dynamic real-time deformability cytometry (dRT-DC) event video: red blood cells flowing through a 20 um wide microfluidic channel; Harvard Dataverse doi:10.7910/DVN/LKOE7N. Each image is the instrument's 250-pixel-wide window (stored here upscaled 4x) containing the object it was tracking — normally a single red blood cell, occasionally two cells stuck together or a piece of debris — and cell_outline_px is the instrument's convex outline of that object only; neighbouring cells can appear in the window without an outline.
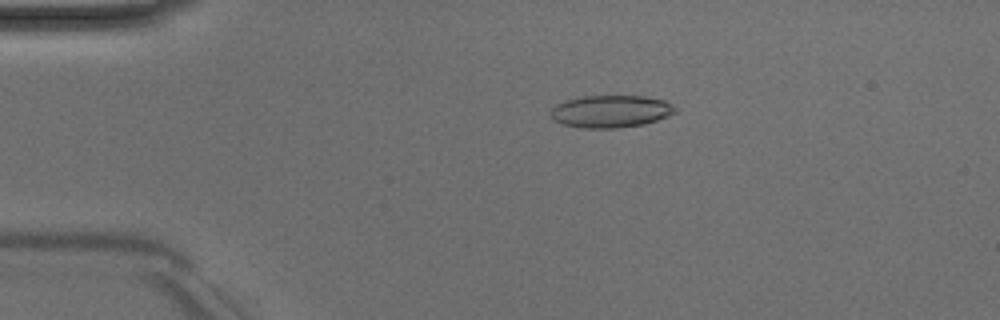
{"species": "Egyptian fruit bat (a non-hibernating species)", "species_latin": "Rousettus aegyptiacus", "temperature_condition": "room temperature", "stored_images_in_passage": 49, "camera_frame_rate_fps": 3000, "um_per_image_px": 0.085, "animal": {"sex": "male"}, "frame": {"image": 1, "passage_image": 9, "time_ms": 2.667, "image_size_px": [1000, 320], "cell_outline_px": [[676, 112], [668, 116], [644, 124], [616, 128], [584, 128], [564, 124], [552, 120], [552, 108], [556, 104], [564, 100], [584, 96], [644, 96], [664, 100], [672, 104], [676, 108]], "centroid_in_image_um": [51.92, 9.46], "position_along_channel_um": 33.1, "area_um2": 23.41}}
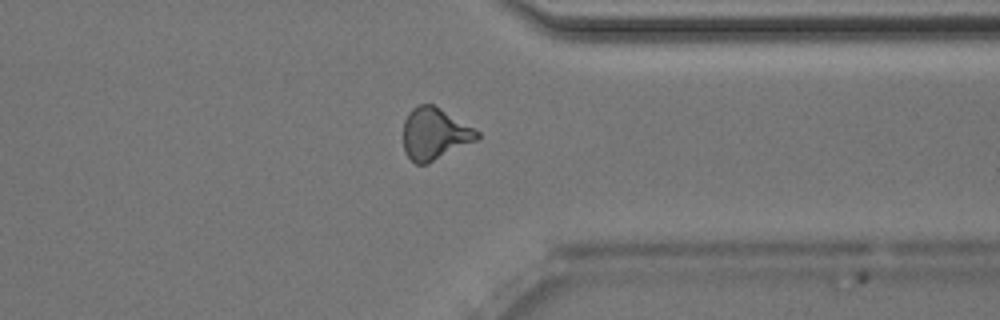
{"frame": {"image": 2, "passage_image": 38, "time_ms": 12.333, "image_size_px": [1000, 320], "cell_outline_px": [[480, 136], [476, 140], [428, 164], [416, 164], [404, 152], [404, 120], [408, 112], [412, 108], [420, 104], [432, 104], [440, 108], [480, 132]], "centroid_in_image_um": [36.92, 11.38], "position_along_channel_um": 374.5, "area_um2": 22.14}, "authors_computed_cell_mechanics": {"area_um2": 22.253, "velocity_mm_per_s": 4.0365, "shape_relaxation_time_tau1_ms": 5.6622, "shape_relaxation_time_tau2_ms": 2.1168, "deformation_change_tau1": 0.1653, "deformation_change_tau2": 0.1081}}